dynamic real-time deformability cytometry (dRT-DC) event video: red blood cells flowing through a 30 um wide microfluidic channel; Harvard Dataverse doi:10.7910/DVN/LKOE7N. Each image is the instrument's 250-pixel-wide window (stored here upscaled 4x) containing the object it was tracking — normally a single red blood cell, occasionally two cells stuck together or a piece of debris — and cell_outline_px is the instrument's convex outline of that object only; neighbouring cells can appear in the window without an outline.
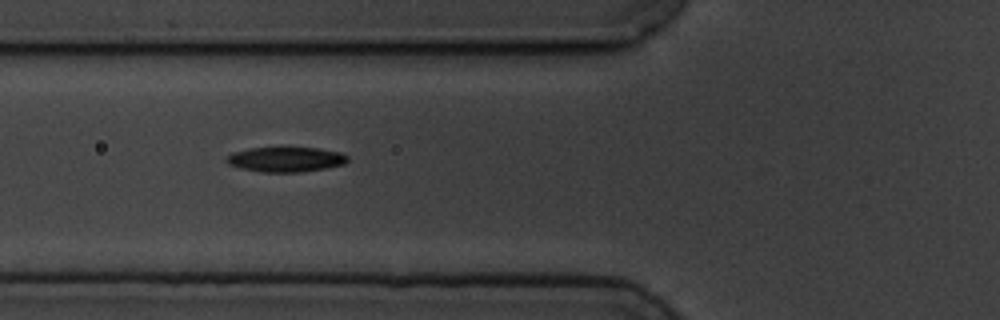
{"species": "common noctule bat (a hibernating species)", "species_latin": "Nyctalus noctula", "temperature_condition": "cold", "stored_images_in_passage": 4, "camera_frame_rate_fps": 3000, "um_per_image_px": 0.085, "animal": {"sex": "male", "body_mass_g": 19.5, "forearm_length_mm": 54.6}, "frame": {"image": 1, "passage_image": 2, "time_ms": 1.0, "image_size_px": [1000, 320], "cell_outline_px": [[348, 160], [344, 164], [328, 168], [300, 172], [260, 172], [240, 168], [228, 164], [224, 160], [232, 152], [248, 148], [316, 148], [340, 152], [348, 156]], "centroid_in_image_um": [24.27, 13.55], "position_along_channel_um": 101.5, "area_um2": 17.63}}
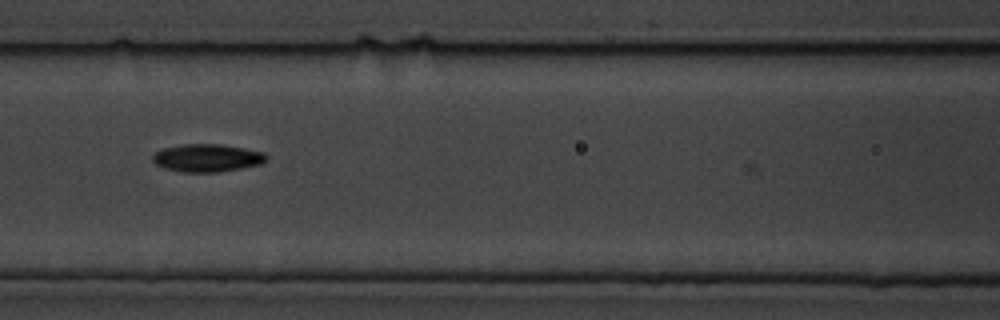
{"frame": {"image": 2, "passage_image": 3, "time_ms": 2.333, "image_size_px": [1000, 320], "cell_outline_px": [[268, 156], [260, 164], [220, 172], [180, 172], [164, 168], [156, 164], [152, 160], [152, 156], [156, 152], [164, 148], [184, 144], [220, 144], [244, 148], [264, 152]], "centroid_in_image_um": [17.59, 13.42], "position_along_channel_um": 149.0, "area_um2": 18.32}}